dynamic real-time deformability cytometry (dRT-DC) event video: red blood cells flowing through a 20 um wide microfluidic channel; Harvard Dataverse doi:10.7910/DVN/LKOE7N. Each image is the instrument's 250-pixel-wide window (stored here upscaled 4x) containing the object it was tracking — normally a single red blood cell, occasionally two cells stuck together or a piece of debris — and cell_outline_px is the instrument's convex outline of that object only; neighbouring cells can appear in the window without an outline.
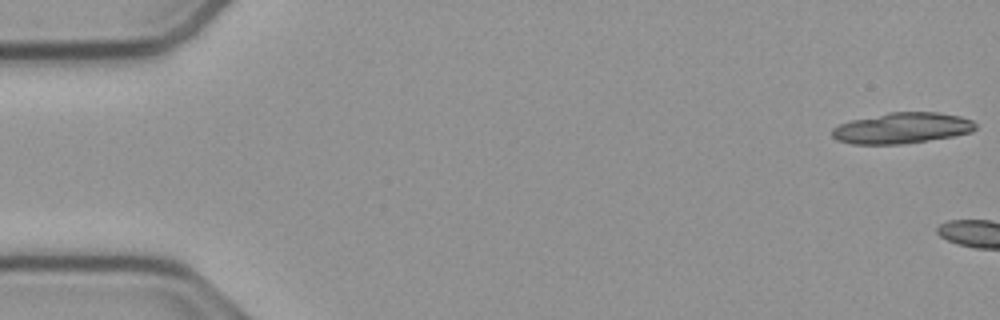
{"species": "common noctule bat (a hibernating species)", "species_latin": "Nyctalus noctula", "temperature_condition": "cold", "stored_images_in_passage": 4, "camera_frame_rate_fps": 3000, "um_per_image_px": 0.085, "animal": {"sex": "male", "body_mass_g": 23.1, "forearm_length_mm": 52.7}, "frame": {"image": 1, "passage_image": 1, "time_ms": 0.0, "image_size_px": [1000, 320], "cell_outline_px": [[976, 128], [972, 132], [952, 136], [900, 144], [852, 144], [836, 140], [832, 136], [832, 128], [840, 124], [852, 120], [888, 112], [936, 112], [960, 116], [972, 120], [976, 124]], "centroid_in_image_um": [76.66, 10.88], "position_along_channel_um": 8.3, "area_um2": 25.66}}